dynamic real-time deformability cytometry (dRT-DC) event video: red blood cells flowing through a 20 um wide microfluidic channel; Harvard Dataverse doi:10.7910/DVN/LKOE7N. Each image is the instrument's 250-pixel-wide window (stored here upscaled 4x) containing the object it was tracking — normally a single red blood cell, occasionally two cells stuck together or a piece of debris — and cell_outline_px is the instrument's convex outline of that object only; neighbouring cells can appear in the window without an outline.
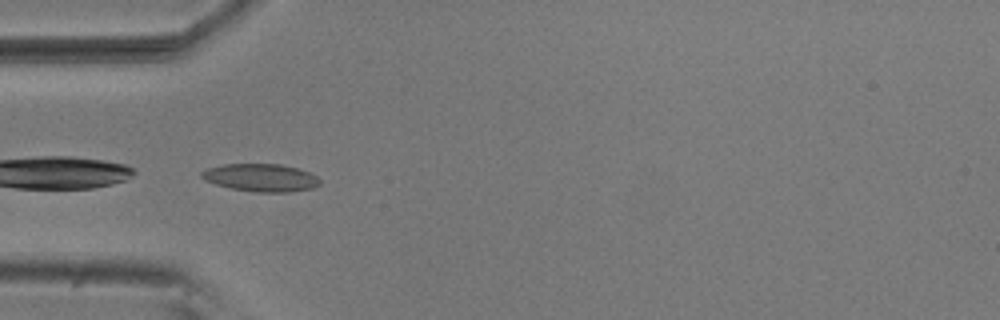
{"species": "common noctule bat (a hibernating species)", "species_latin": "Nyctalus noctula", "temperature_condition": "room temperature", "stored_images_in_passage": 8, "camera_frame_rate_fps": 3000, "um_per_image_px": 0.085, "animal": {"sex": "male", "body_mass_g": 20.5, "forearm_length_mm": 52.5}, "frame": {"image": 1, "passage_image": 5, "time_ms": 1.333, "image_size_px": [1000, 320], "cell_outline_px": [[320, 184], [312, 188], [292, 192], [256, 192], [232, 188], [216, 184], [204, 180], [200, 176], [200, 172], [208, 168], [224, 164], [280, 164], [296, 168], [308, 172], [316, 176], [320, 180]], "centroid_in_image_um": [22.16, 15.1], "position_along_channel_um": 62.8, "area_um2": 19.02}}
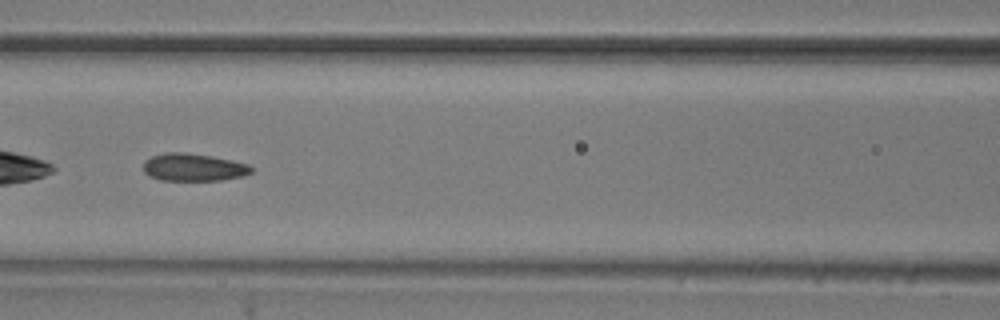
{"frame": {"image": 2, "passage_image": 7, "time_ms": 2.0, "image_size_px": [1000, 320], "cell_outline_px": [[252, 172], [244, 176], [220, 180], [160, 180], [148, 176], [144, 172], [144, 160], [152, 156], [164, 152], [184, 152], [212, 156], [232, 160], [248, 164], [252, 168]], "centroid_in_image_um": [16.43, 14.21], "position_along_channel_um": 150.2, "area_um2": 17.46}}
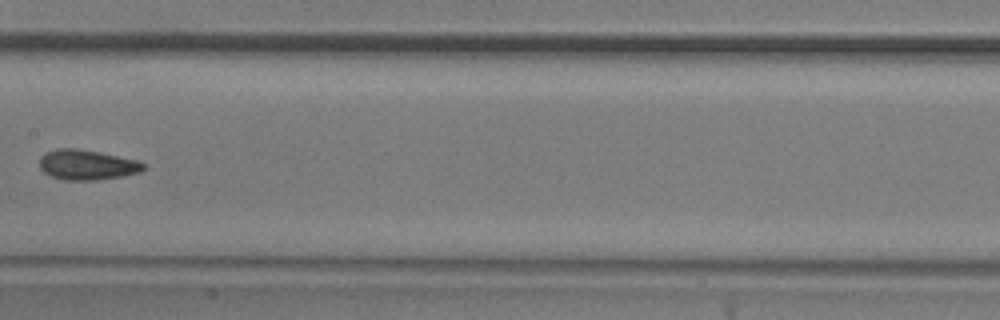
{"frame": {"image": 3, "passage_image": 8, "time_ms": 2.333, "image_size_px": [1000, 320], "cell_outline_px": [[144, 168], [140, 172], [124, 176], [96, 180], [64, 180], [52, 176], [44, 172], [40, 168], [40, 156], [56, 148], [76, 148], [100, 152], [136, 160], [144, 164]], "centroid_in_image_um": [7.38, 14.01], "position_along_channel_um": 200.0, "area_um2": 18.15}}